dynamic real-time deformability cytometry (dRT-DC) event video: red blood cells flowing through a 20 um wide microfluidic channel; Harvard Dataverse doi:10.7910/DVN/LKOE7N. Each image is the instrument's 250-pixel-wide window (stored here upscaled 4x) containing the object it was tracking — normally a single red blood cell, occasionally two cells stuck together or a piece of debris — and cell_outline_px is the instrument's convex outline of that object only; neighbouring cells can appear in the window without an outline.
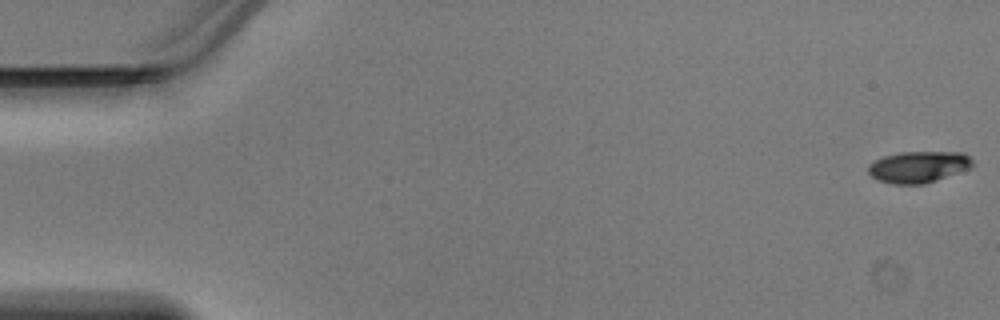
{"species": "Egyptian fruit bat (a non-hibernating species)", "species_latin": "Rousettus aegyptiacus", "temperature_condition": "warm", "stored_images_in_passage": 14, "camera_frame_rate_fps": 3000, "um_per_image_px": 0.085, "animal": {"sex": "male"}, "frame": {"image": 1, "passage_image": 1, "time_ms": 0.0, "image_size_px": [1000, 320], "cell_outline_px": [[972, 168], [924, 184], [892, 184], [880, 180], [872, 176], [868, 172], [868, 164], [884, 156], [900, 152], [964, 152], [972, 160]], "centroid_in_image_um": [78.08, 14.18], "position_along_channel_um": 6.9, "area_um2": 19.07}}
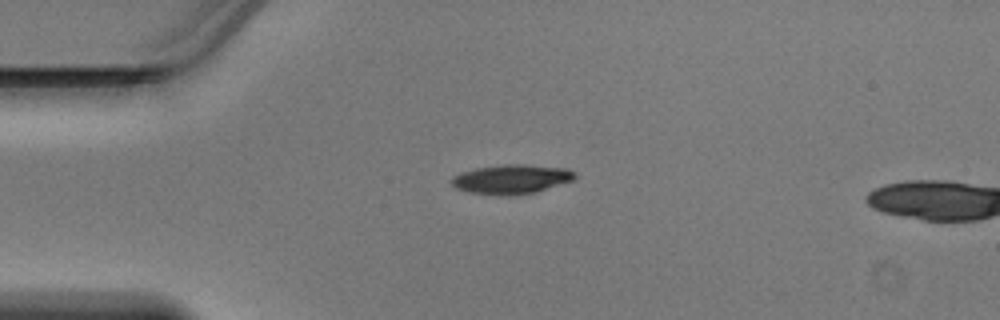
{"frame": {"image": 2, "passage_image": 12, "time_ms": 3.667, "image_size_px": [1000, 320], "cell_outline_px": [[576, 176], [572, 180], [536, 192], [512, 196], [508, 196], [468, 192], [456, 188], [452, 184], [452, 176], [460, 172], [476, 168], [504, 164], [524, 164], [568, 168], [576, 172]], "centroid_in_image_um": [43.48, 15.22], "position_along_channel_um": 41.5, "area_um2": 21.15}}